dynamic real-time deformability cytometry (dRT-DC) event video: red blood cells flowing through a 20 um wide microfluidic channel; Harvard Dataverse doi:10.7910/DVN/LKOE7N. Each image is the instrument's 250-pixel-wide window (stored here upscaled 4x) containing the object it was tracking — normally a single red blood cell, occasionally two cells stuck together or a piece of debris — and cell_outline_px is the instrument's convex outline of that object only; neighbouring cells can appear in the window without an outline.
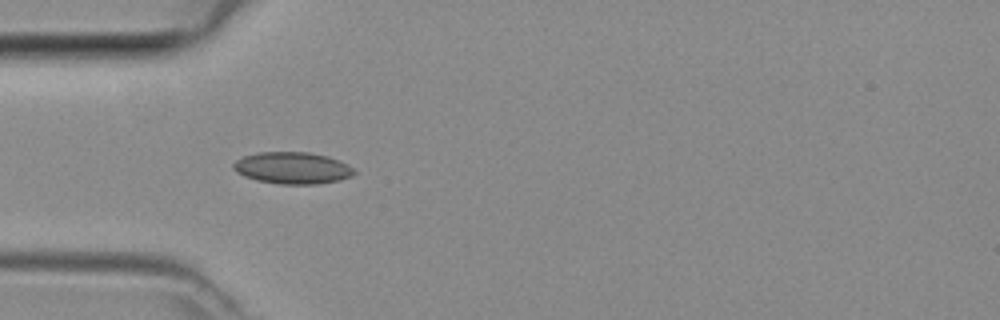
{"species": "common noctule bat (a hibernating species)", "species_latin": "Nyctalus noctula", "temperature_condition": "room temperature", "stored_images_in_passage": 29, "camera_frame_rate_fps": 3000, "um_per_image_px": 0.085, "animal": {"sex": "female", "body_mass_g": 29.2, "forearm_length_mm": 56.3}, "frame": {"image": 1, "passage_image": 1, "time_ms": 0.0, "image_size_px": [1000, 320], "cell_outline_px": [[356, 172], [352, 176], [340, 180], [316, 184], [280, 184], [256, 180], [244, 176], [236, 172], [232, 168], [232, 164], [240, 156], [256, 152], [308, 152], [328, 156], [340, 160], [348, 164]], "centroid_in_image_um": [24.83, 14.27], "position_along_channel_um": 60.2, "area_um2": 22.66}}
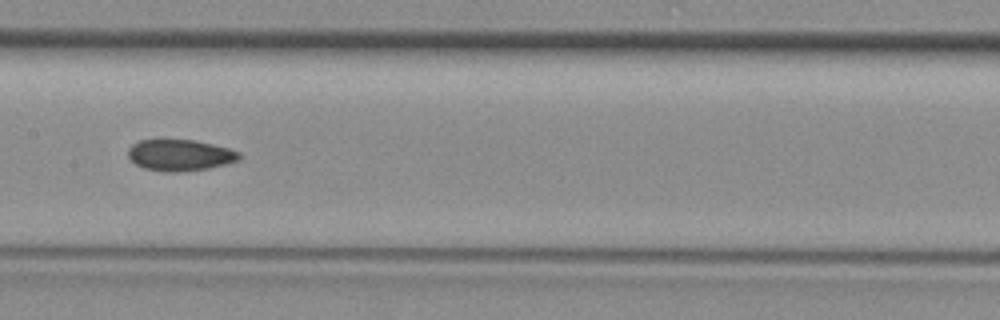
{"frame": {"image": 2, "passage_image": 10, "time_ms": 3.0, "image_size_px": [1000, 320], "cell_outline_px": [[240, 160], [208, 168], [180, 172], [172, 172], [144, 168], [136, 164], [128, 156], [128, 148], [132, 144], [140, 140], [192, 140], [212, 144], [228, 148], [240, 152]], "centroid_in_image_um": [15.3, 13.18], "position_along_channel_um": 192.1, "area_um2": 20.06}}
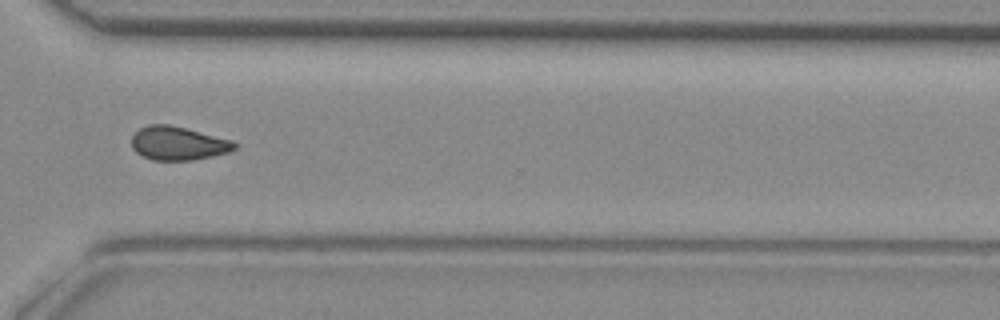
{"frame": {"image": 3, "passage_image": 21, "time_ms": 6.667, "image_size_px": [1000, 320], "cell_outline_px": [[236, 148], [228, 152], [212, 156], [192, 160], [152, 160], [136, 152], [132, 148], [132, 136], [140, 128], [148, 124], [168, 124], [232, 140], [236, 144]], "centroid_in_image_um": [15.12, 12.18], "position_along_channel_um": 355.5, "area_um2": 19.94}}